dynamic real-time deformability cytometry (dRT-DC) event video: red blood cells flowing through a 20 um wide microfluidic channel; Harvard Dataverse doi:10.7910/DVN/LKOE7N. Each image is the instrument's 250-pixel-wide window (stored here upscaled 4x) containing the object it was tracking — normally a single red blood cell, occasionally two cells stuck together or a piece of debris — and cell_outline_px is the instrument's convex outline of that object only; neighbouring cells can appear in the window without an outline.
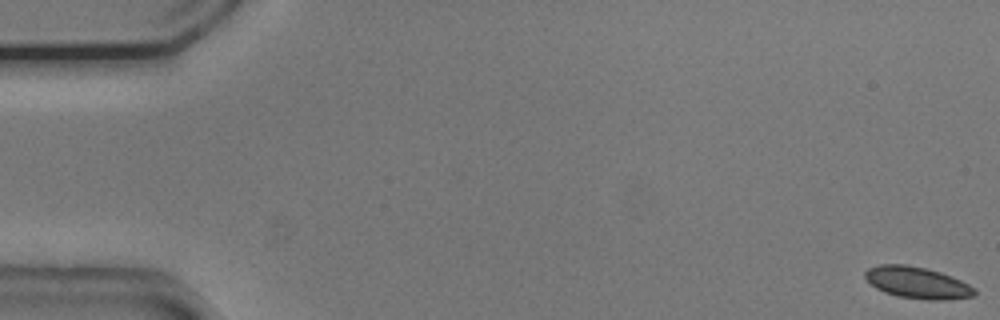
{"species": "common noctule bat (a hibernating species)", "species_latin": "Nyctalus noctula", "temperature_condition": "cold", "stored_images_in_passage": 54, "camera_frame_rate_fps": 3000, "um_per_image_px": 0.085, "animal": {"sex": "male", "body_mass_g": 20.5, "forearm_length_mm": 52.5}, "frame": {"image": 1, "passage_image": 1, "time_ms": 0.0, "image_size_px": [1000, 320], "cell_outline_px": [[976, 296], [944, 300], [928, 300], [900, 296], [884, 292], [876, 288], [864, 276], [864, 272], [868, 268], [880, 264], [904, 264], [924, 268], [940, 272], [952, 276], [976, 288]], "centroid_in_image_um": [77.99, 24.03], "position_along_channel_um": 7.0, "area_um2": 20.11}}
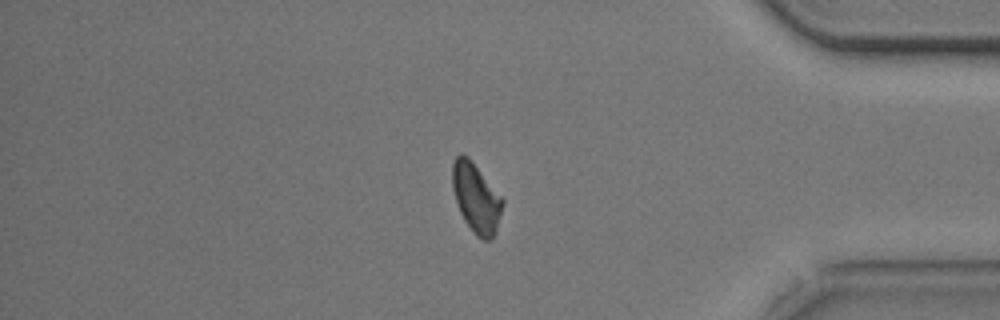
{"frame": {"image": 2, "passage_image": 46, "time_ms": 15.0, "image_size_px": [1000, 320], "cell_outline_px": [[504, 204], [496, 232], [492, 240], [484, 240], [476, 236], [464, 220], [460, 212], [452, 188], [452, 164], [456, 156], [460, 152], [468, 156], [504, 200]], "centroid_in_image_um": [40.47, 16.83], "position_along_channel_um": 394.7, "area_um2": 20.35}}
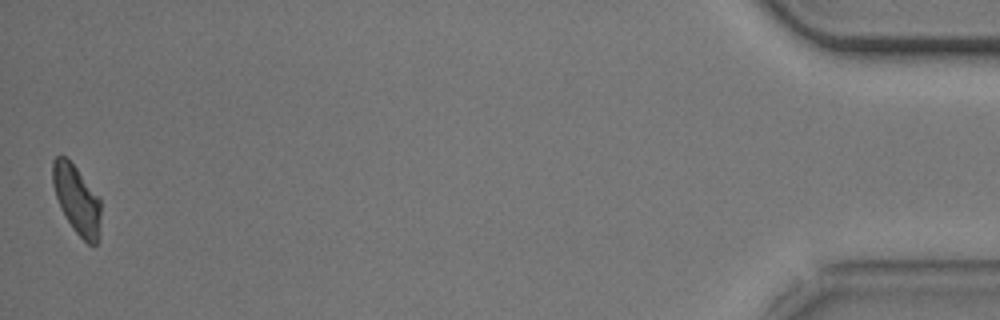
{"frame": {"image": 3, "passage_image": 54, "time_ms": 17.667, "image_size_px": [1000, 320], "cell_outline_px": [[100, 240], [96, 244], [88, 244], [72, 228], [60, 208], [52, 184], [52, 160], [56, 156], [64, 156], [76, 168], [100, 196]], "centroid_in_image_um": [6.54, 16.99], "position_along_channel_um": 428.7, "area_um2": 19.42}, "authors_computed_cell_mechanics": {"area_um2": 20.8369, "velocity_mm_per_s": 3.736, "shape_relaxation_time_tau1_ms": 4.1855, "shape_relaxation_time_tau2_ms": null, "deformation_change_tau1": 0.1538, "deformation_change_tau2": null}}